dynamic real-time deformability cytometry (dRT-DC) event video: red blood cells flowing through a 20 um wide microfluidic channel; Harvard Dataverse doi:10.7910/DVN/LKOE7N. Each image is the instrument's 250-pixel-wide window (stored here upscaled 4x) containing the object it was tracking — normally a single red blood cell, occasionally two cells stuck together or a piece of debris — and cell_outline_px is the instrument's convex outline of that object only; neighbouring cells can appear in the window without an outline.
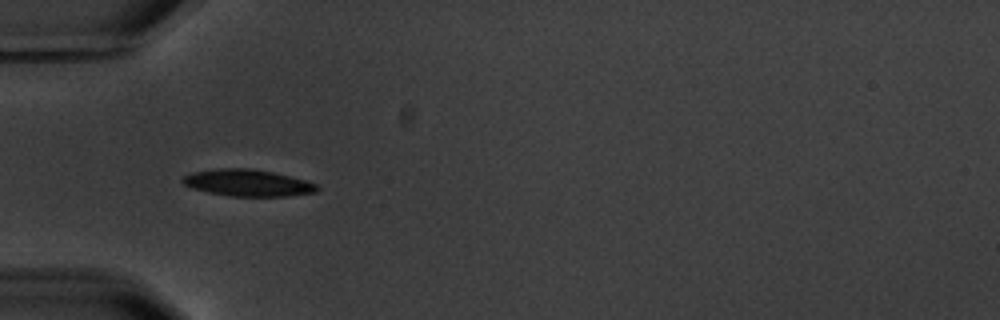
{"species": "common noctule bat (a hibernating species)", "species_latin": "Nyctalus noctula", "temperature_condition": "warm", "stored_images_in_passage": 6, "camera_frame_rate_fps": 3000, "um_per_image_px": 0.085, "animal": {"sex": "male", "body_mass_g": 20.1, "forearm_length_mm": 53.5}, "frame": {"image": 1, "passage_image": 5, "time_ms": 6.0, "image_size_px": [1000, 320], "cell_outline_px": [[320, 188], [316, 192], [288, 196], [232, 196], [208, 192], [192, 188], [184, 184], [180, 180], [184, 176], [192, 172], [220, 168], [252, 168], [272, 172], [304, 180], [316, 184]], "centroid_in_image_um": [21.04, 15.54], "position_along_channel_um": 64.0, "area_um2": 20.81}}
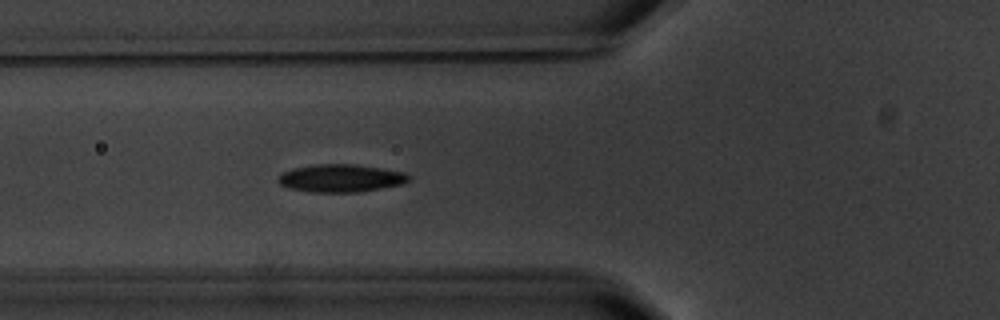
{"frame": {"image": 2, "passage_image": 6, "time_ms": 7.0, "image_size_px": [1000, 320], "cell_outline_px": [[412, 176], [408, 180], [400, 184], [360, 192], [312, 192], [288, 188], [280, 184], [276, 180], [284, 172], [292, 168], [312, 164], [352, 164], [380, 168], [404, 172]], "centroid_in_image_um": [28.93, 15.14], "position_along_channel_um": 96.9, "area_um2": 21.04}}